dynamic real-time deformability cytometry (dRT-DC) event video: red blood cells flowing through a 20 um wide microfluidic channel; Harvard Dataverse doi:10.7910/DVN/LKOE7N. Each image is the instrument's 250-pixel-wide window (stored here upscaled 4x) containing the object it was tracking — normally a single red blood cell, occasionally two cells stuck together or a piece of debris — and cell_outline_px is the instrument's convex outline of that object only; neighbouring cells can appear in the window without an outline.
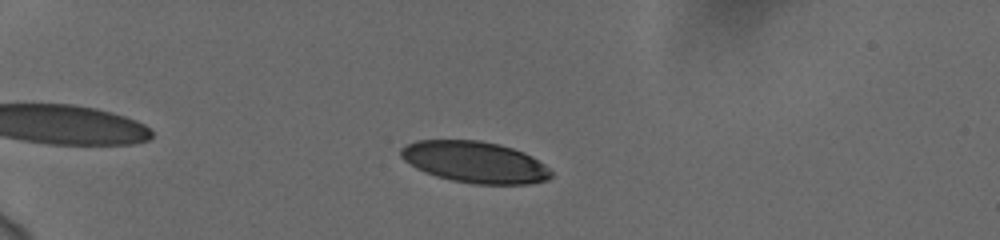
{"species": "human", "species_latin": "Homo sapiens", "temperature_condition": "cold", "stored_images_in_passage": 47, "camera_frame_rate_fps": 3000, "um_per_image_px": 0.085, "donor": {"sex": "female"}, "frame": {"image": 1, "passage_image": 12, "time_ms": 3.667, "image_size_px": [1000, 240], "cell_outline_px": [[552, 176], [548, 180], [532, 184], [472, 184], [452, 180], [436, 176], [424, 172], [416, 168], [404, 160], [400, 156], [400, 148], [416, 140], [480, 140], [500, 144], [524, 152], [532, 156], [544, 164], [552, 172]], "centroid_in_image_um": [40.38, 13.78], "position_along_channel_um": 44.6, "area_um2": 36.47}}
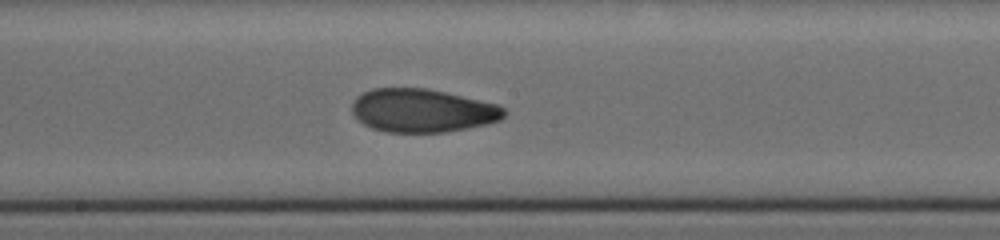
{"frame": {"image": 2, "passage_image": 30, "time_ms": 9.667, "image_size_px": [1000, 240], "cell_outline_px": [[508, 112], [500, 120], [488, 124], [468, 128], [444, 132], [384, 132], [372, 128], [364, 124], [352, 112], [352, 104], [356, 96], [372, 88], [428, 88], [496, 104], [504, 108]], "centroid_in_image_um": [35.91, 9.4], "position_along_channel_um": 212.3, "area_um2": 38.44}}
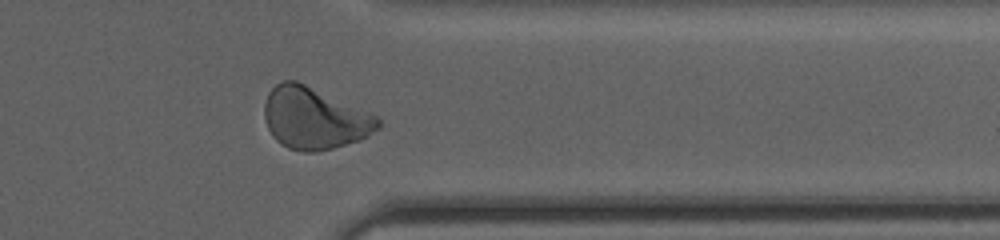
{"frame": {"image": 3, "passage_image": 44, "time_ms": 14.333, "image_size_px": [1000, 240], "cell_outline_px": [[380, 124], [368, 136], [360, 140], [332, 148], [316, 152], [304, 152], [288, 148], [280, 144], [272, 136], [268, 128], [264, 116], [264, 104], [268, 92], [276, 84], [284, 80], [296, 80], [372, 112], [380, 120]], "centroid_in_image_um": [26.71, 10.05], "position_along_channel_um": 384.7, "area_um2": 41.1}, "authors_computed_cell_mechanics": {"area_um2": 38.0324, "velocity_mm_per_s": 3.735, "shape_relaxation_time_tau1_ms": 4.9573, "shape_relaxation_time_tau2_ms": 1.4893, "deformation_change_tau1": 0.1657, "deformation_change_tau2": 0.0659}}